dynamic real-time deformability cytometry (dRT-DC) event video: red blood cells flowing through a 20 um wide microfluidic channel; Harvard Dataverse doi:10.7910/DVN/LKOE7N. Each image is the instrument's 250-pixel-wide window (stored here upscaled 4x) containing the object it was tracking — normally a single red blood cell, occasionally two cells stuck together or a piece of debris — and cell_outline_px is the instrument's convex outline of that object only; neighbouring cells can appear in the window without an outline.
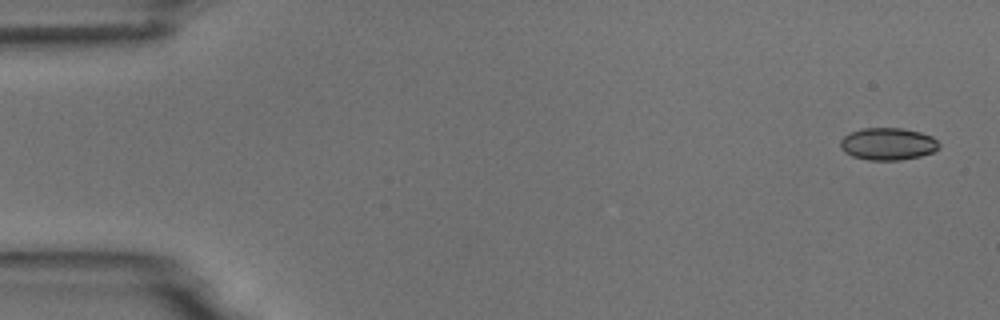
{"species": "common noctule bat (a hibernating species)", "species_latin": "Nyctalus noctula", "temperature_condition": "room temperature", "stored_images_in_passage": 5, "camera_frame_rate_fps": 3000, "um_per_image_px": 0.085, "animal": {"sex": "male", "body_mass_g": 18.8}, "frame": {"image": 1, "passage_image": 1, "time_ms": 0.0, "image_size_px": [1000, 320], "cell_outline_px": [[940, 144], [932, 152], [920, 156], [900, 160], [868, 160], [852, 156], [844, 152], [840, 148], [840, 140], [844, 136], [852, 132], [864, 128], [904, 128], [920, 132], [932, 136]], "centroid_in_image_um": [75.45, 12.23], "position_along_channel_um": 9.6, "area_um2": 18.5}}
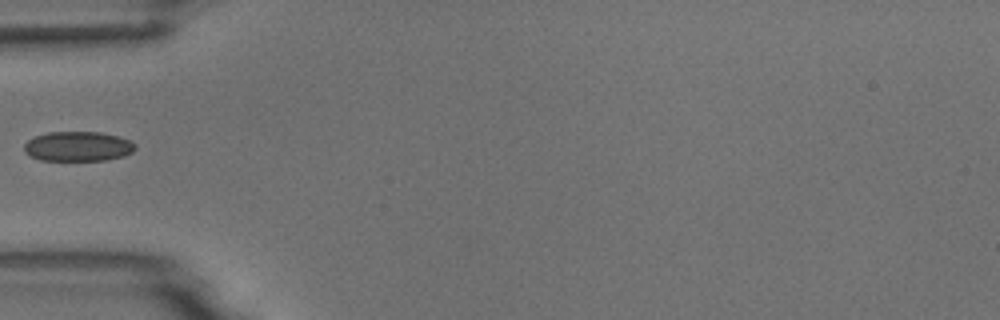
{"frame": {"image": 2, "passage_image": 5, "time_ms": 5.333, "image_size_px": [1000, 320], "cell_outline_px": [[136, 148], [132, 152], [124, 156], [104, 160], [40, 160], [28, 156], [24, 152], [24, 144], [28, 140], [36, 136], [48, 132], [100, 132], [116, 136], [128, 140], [136, 144]], "centroid_in_image_um": [6.6, 12.45], "position_along_channel_um": 78.4, "area_um2": 19.25}}